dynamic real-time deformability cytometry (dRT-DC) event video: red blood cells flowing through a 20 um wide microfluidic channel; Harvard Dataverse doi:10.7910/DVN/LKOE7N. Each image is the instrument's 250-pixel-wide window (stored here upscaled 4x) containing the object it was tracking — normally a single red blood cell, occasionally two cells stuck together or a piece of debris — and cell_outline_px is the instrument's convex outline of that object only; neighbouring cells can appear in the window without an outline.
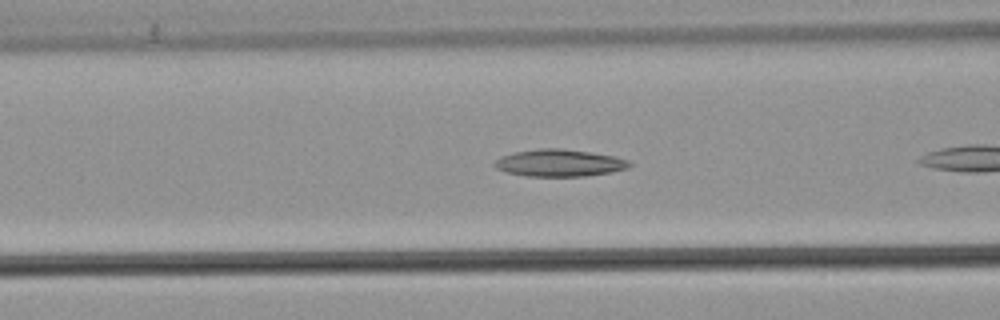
{"species": "common noctule bat (a hibernating species)", "species_latin": "Nyctalus noctula", "temperature_condition": "warm", "stored_images_in_passage": 10, "camera_frame_rate_fps": 3000, "um_per_image_px": 0.085, "animal": {"sex": "male", "body_mass_g": 21.5, "forearm_length_mm": 52.0}, "frame": {"image": 1, "passage_image": 5, "time_ms": 1.333, "image_size_px": [1000, 320], "cell_outline_px": [[632, 164], [628, 168], [612, 172], [584, 176], [524, 176], [508, 172], [496, 168], [492, 164], [500, 156], [516, 152], [536, 148], [560, 148], [616, 156], [628, 160]], "centroid_in_image_um": [47.55, 13.85], "position_along_channel_um": 119.1, "area_um2": 21.33}}